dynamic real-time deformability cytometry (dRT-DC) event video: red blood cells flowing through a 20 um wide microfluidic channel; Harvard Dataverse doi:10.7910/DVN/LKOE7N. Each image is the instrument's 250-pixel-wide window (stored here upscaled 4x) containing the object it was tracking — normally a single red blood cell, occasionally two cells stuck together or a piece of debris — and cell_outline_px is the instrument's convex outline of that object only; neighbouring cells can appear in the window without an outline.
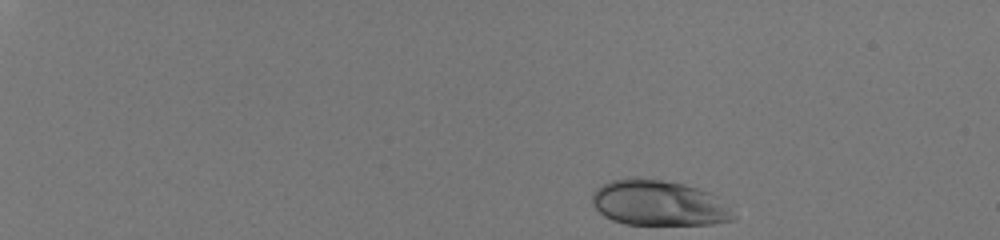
{"species": "human", "species_latin": "Homo sapiens", "temperature_condition": "room temperature", "stored_images_in_passage": 42, "camera_frame_rate_fps": 3000, "um_per_image_px": 0.085, "donor": {"sex": "male"}, "frame": {"image": 1, "passage_image": 1, "time_ms": 0.0, "image_size_px": [1000, 240], "cell_outline_px": [[736, 220], [712, 224], [624, 224], [612, 220], [604, 216], [592, 204], [592, 192], [596, 188], [612, 180], [660, 180], [684, 184], [708, 192], [728, 208], [736, 216]], "centroid_in_image_um": [55.97, 17.3], "position_along_channel_um": 29.0, "area_um2": 36.47}}
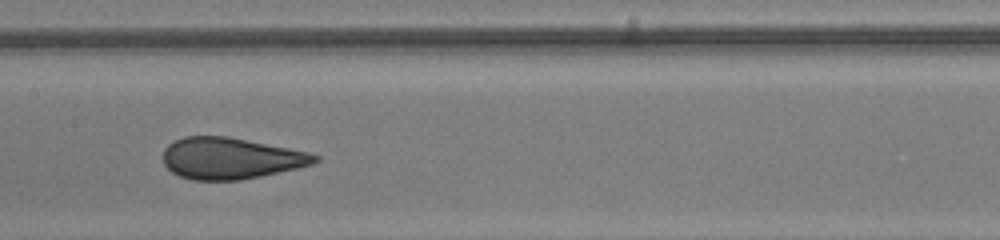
{"frame": {"image": 2, "passage_image": 24, "time_ms": 7.667, "image_size_px": [1000, 240], "cell_outline_px": [[320, 160], [312, 164], [296, 168], [260, 176], [240, 180], [192, 180], [180, 176], [172, 172], [164, 164], [164, 148], [168, 144], [184, 136], [228, 136], [308, 152], [320, 156]], "centroid_in_image_um": [19.59, 13.45], "position_along_channel_um": 187.8, "area_um2": 36.41}}
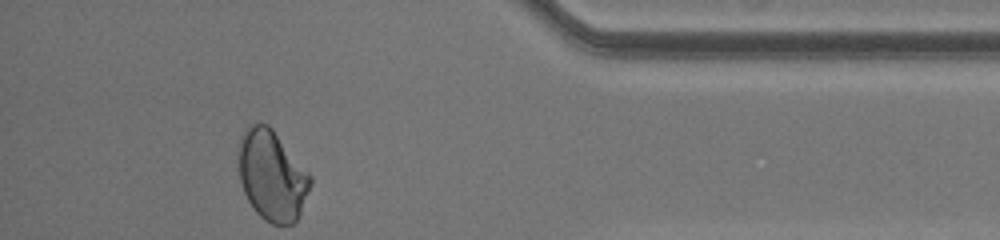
{"frame": {"image": 3, "passage_image": 42, "time_ms": 13.667, "image_size_px": [1000, 240], "cell_outline_px": [[312, 184], [300, 216], [292, 224], [272, 224], [264, 220], [252, 208], [244, 192], [240, 180], [236, 152], [240, 136], [244, 128], [248, 124], [260, 120], [268, 124], [272, 128], [312, 176]], "centroid_in_image_um": [23.09, 14.87], "position_along_channel_um": 412.1, "area_um2": 38.73}, "authors_computed_cell_mechanics": {"area_um2": 36.9631, "velocity_mm_per_s": 4.0987, "shape_relaxation_time_tau1_ms": 6.5345, "shape_relaxation_time_tau2_ms": null, "deformation_change_tau1": 0.1562, "deformation_change_tau2": null}}